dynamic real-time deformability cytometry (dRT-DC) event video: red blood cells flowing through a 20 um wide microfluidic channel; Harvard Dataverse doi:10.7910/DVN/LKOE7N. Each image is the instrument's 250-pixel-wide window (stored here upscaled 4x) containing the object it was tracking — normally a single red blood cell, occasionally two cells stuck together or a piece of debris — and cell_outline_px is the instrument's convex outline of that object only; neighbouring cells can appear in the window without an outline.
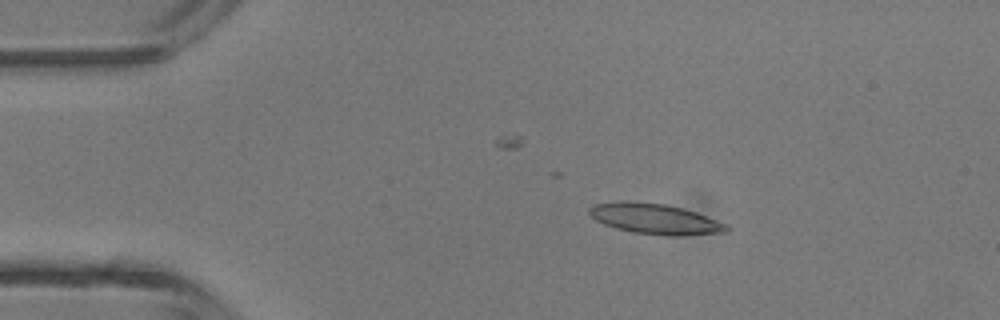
{"species": "common noctule bat (a hibernating species)", "species_latin": "Nyctalus noctula", "temperature_condition": "room temperature", "stored_images_in_passage": 3, "camera_frame_rate_fps": 3000, "um_per_image_px": 0.085, "animal": {"sex": "male", "body_mass_g": 13.3}, "frame": {"image": 1, "passage_image": 2, "time_ms": 2.0, "image_size_px": [1000, 320], "cell_outline_px": [[728, 232], [684, 236], [668, 236], [632, 232], [616, 228], [604, 224], [596, 220], [588, 212], [588, 208], [592, 204], [620, 200], [628, 200], [664, 204], [684, 208], [696, 212], [728, 224]], "centroid_in_image_um": [55.67, 18.6], "position_along_channel_um": 29.3, "area_um2": 24.74}}